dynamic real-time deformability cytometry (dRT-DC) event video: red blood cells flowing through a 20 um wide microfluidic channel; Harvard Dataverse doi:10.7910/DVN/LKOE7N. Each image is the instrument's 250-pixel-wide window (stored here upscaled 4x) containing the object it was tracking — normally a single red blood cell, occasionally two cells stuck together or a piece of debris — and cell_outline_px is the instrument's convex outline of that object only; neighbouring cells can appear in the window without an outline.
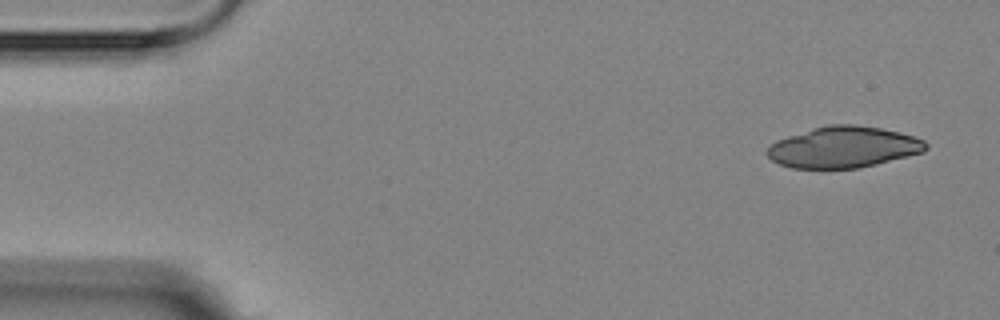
{"species": "Egyptian fruit bat (a non-hibernating species)", "species_latin": "Rousettus aegyptiacus", "temperature_condition": "room temperature", "stored_images_in_passage": 4, "camera_frame_rate_fps": 3000, "um_per_image_px": 0.085, "animal": {"sex": "female"}, "frame": {"image": 1, "passage_image": 1, "time_ms": 0.0, "image_size_px": [1000, 320], "cell_outline_px": [[928, 148], [924, 152], [860, 168], [792, 168], [780, 164], [772, 160], [764, 152], [776, 140], [828, 124], [856, 124], [880, 128], [900, 132], [924, 140], [928, 144]], "centroid_in_image_um": [71.71, 12.51], "position_along_channel_um": 13.3, "area_um2": 37.97}}